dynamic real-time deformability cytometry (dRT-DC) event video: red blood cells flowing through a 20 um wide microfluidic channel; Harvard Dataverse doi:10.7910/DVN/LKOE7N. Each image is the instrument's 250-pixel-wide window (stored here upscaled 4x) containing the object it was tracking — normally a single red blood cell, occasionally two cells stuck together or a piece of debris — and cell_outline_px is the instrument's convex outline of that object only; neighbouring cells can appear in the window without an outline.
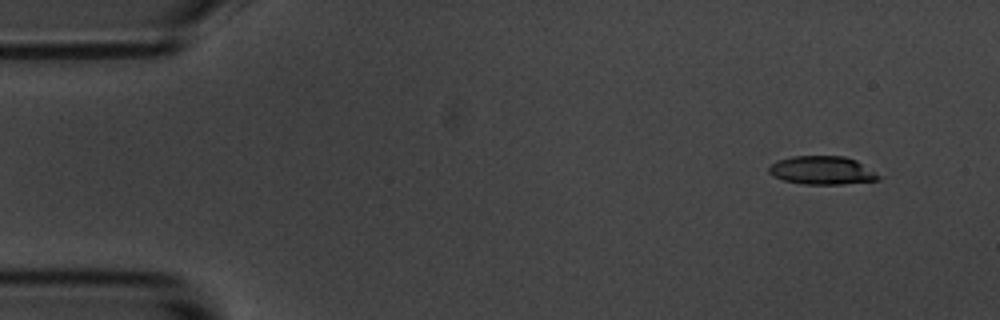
{"species": "common noctule bat (a hibernating species)", "species_latin": "Nyctalus noctula", "temperature_condition": "room temperature", "stored_images_in_passage": 10, "camera_frame_rate_fps": 3000, "um_per_image_px": 0.085, "animal": {"sex": "male", "body_mass_g": 20.1, "forearm_length_mm": 53.5}, "frame": {"image": 1, "passage_image": 1, "time_ms": 0.0, "image_size_px": [1000, 320], "cell_outline_px": [[880, 180], [844, 184], [804, 184], [784, 180], [772, 176], [768, 172], [768, 168], [772, 164], [780, 160], [792, 156], [844, 156], [856, 160], [880, 176]], "centroid_in_image_um": [69.87, 14.48], "position_along_channel_um": 15.1, "area_um2": 17.98}}
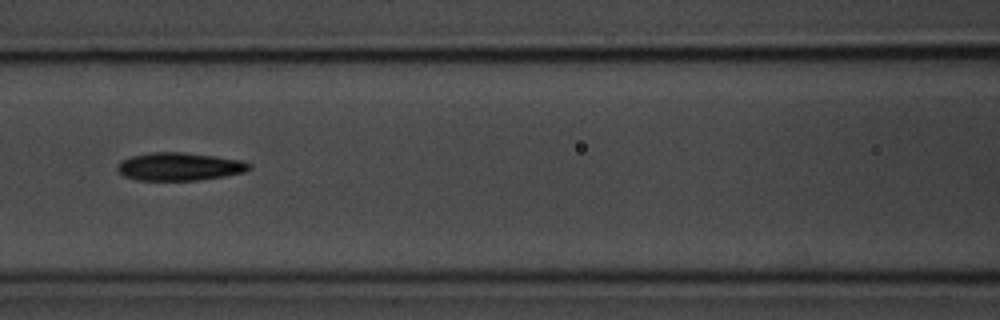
{"frame": {"image": 2, "passage_image": 7, "time_ms": 6.667, "image_size_px": [1000, 320], "cell_outline_px": [[252, 168], [244, 172], [224, 176], [196, 180], [136, 180], [124, 176], [116, 168], [116, 164], [132, 156], [152, 152], [180, 152], [212, 156], [240, 160], [252, 164]], "centroid_in_image_um": [15.24, 14.16], "position_along_channel_um": 151.4, "area_um2": 21.27}}
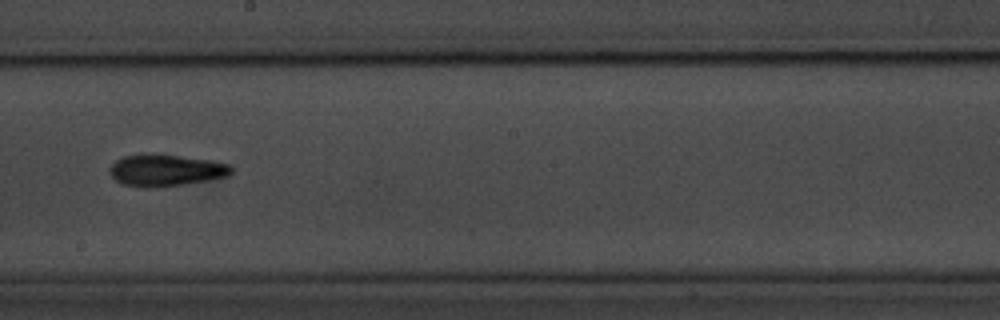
{"frame": {"image": 3, "passage_image": 9, "time_ms": 9.0, "image_size_px": [1000, 320], "cell_outline_px": [[232, 172], [228, 176], [184, 184], [120, 184], [108, 172], [108, 168], [116, 160], [124, 156], [176, 156], [208, 160], [228, 164], [232, 168]], "centroid_in_image_um": [14.12, 14.46], "position_along_channel_um": 234.1, "area_um2": 20.81}}